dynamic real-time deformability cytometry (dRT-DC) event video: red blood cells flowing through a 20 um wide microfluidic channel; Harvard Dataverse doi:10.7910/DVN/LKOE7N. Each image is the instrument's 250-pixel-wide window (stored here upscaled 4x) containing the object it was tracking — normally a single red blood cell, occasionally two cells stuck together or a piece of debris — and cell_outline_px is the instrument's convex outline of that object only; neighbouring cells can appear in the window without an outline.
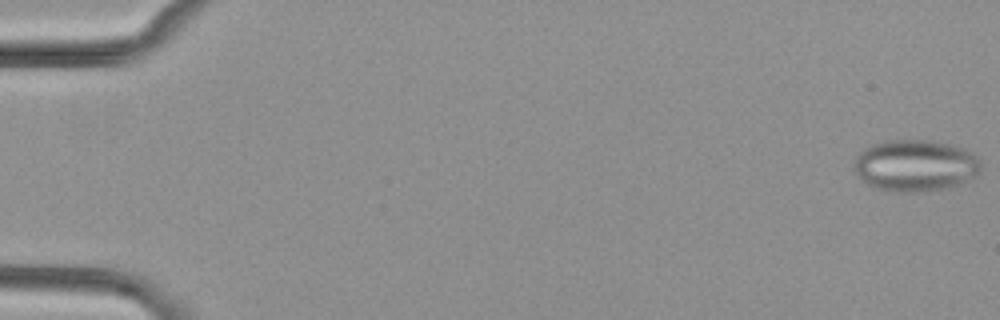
{"species": "common noctule bat (a hibernating species)", "species_latin": "Nyctalus noctula", "temperature_condition": "cold", "stored_images_in_passage": 22, "camera_frame_rate_fps": 3000, "um_per_image_px": 0.085, "animal": {"sex": "female", "body_mass_g": 29.2, "forearm_length_mm": 56.3}, "frame": {"image": 1, "passage_image": 1, "time_ms": 0.0, "image_size_px": [1000, 320], "cell_outline_px": [[980, 172], [956, 184], [944, 188], [924, 192], [900, 192], [880, 188], [868, 184], [856, 172], [856, 156], [864, 148], [872, 144], [884, 140], [928, 140], [948, 144], [960, 148], [976, 156], [980, 160]], "centroid_in_image_um": [77.78, 14.05], "position_along_channel_um": 7.2, "area_um2": 37.4}}